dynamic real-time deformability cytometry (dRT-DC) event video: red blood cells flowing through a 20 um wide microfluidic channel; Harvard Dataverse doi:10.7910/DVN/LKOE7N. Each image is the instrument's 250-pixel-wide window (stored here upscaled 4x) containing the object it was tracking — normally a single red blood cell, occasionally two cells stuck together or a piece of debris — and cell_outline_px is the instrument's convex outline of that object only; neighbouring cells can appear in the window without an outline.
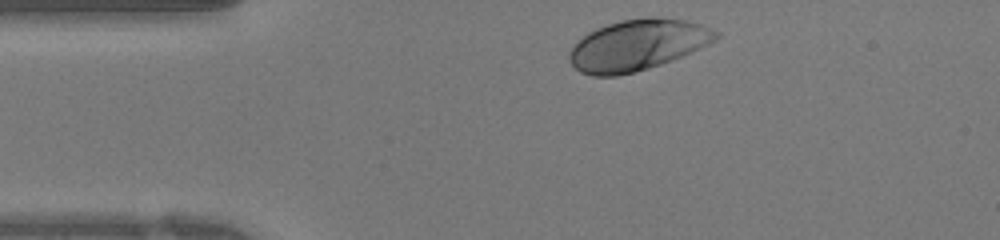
{"species": "human", "species_latin": "Homo sapiens", "temperature_condition": "warm", "stored_images_in_passage": 27, "camera_frame_rate_fps": 3000, "um_per_image_px": 0.085, "donor": {"sex": "female"}, "frame": {"image": 1, "passage_image": 1, "time_ms": 0.0, "image_size_px": [1000, 240], "cell_outline_px": [[720, 36], [716, 40], [692, 52], [672, 60], [636, 72], [616, 76], [592, 76], [580, 72], [572, 64], [568, 56], [568, 52], [588, 32], [596, 28], [608, 24], [624, 20], [684, 20], [700, 24], [720, 32]], "centroid_in_image_um": [54.18, 3.88], "position_along_channel_um": 30.8, "area_um2": 42.43}}
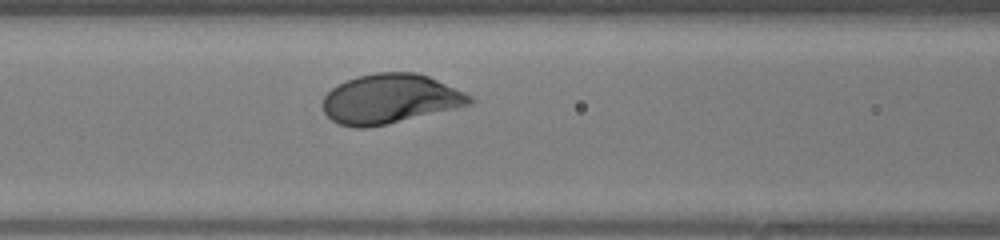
{"frame": {"image": 2, "passage_image": 10, "time_ms": 3.0, "image_size_px": [1000, 240], "cell_outline_px": [[476, 100], [472, 104], [456, 108], [368, 128], [356, 128], [340, 124], [332, 120], [324, 112], [324, 96], [332, 88], [356, 76], [376, 72], [416, 72], [428, 76], [464, 92], [472, 96]], "centroid_in_image_um": [33.17, 8.4], "position_along_channel_um": 133.4, "area_um2": 42.08}}
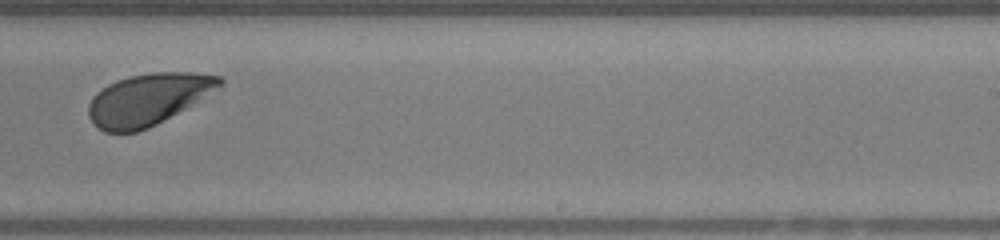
{"frame": {"image": 3, "passage_image": 19, "time_ms": 6.0, "image_size_px": [1000, 240], "cell_outline_px": [[224, 80], [220, 84], [184, 108], [156, 124], [148, 128], [136, 132], [104, 132], [88, 116], [88, 104], [92, 96], [96, 92], [108, 84], [116, 80], [132, 76], [152, 72], [192, 72], [220, 76]], "centroid_in_image_um": [12.49, 8.43], "position_along_channel_um": 276.5, "area_um2": 38.49}}